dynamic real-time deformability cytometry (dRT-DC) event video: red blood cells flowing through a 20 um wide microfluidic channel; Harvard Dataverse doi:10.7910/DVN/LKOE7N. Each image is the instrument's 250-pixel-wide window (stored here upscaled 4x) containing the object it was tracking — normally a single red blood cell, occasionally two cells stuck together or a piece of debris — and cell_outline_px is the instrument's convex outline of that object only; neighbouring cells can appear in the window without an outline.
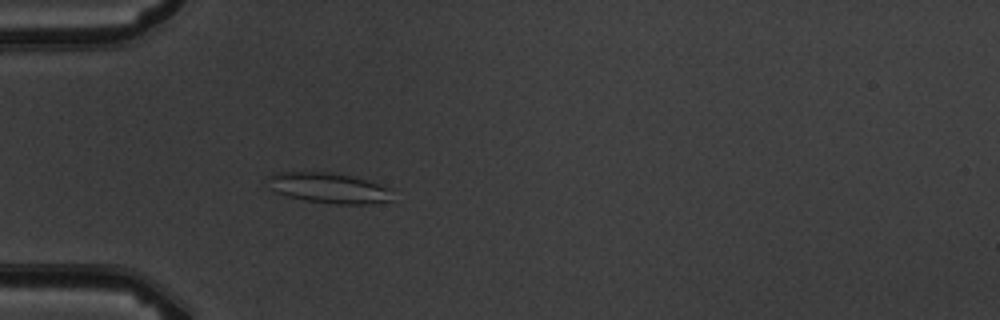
{"species": "common noctule bat (a hibernating species)", "species_latin": "Nyctalus noctula", "temperature_condition": "warm", "stored_images_in_passage": 4, "camera_frame_rate_fps": 3000, "um_per_image_px": 0.085, "animal": {"sex": "male", "body_mass_g": 19.5, "forearm_length_mm": 54.6}, "frame": {"image": 1, "passage_image": 4, "time_ms": 3.333, "image_size_px": [1000, 320], "cell_outline_px": [[392, 200], [368, 204], [332, 204], [304, 200], [288, 196], [276, 192], [264, 180], [268, 176], [276, 172], [328, 172], [352, 176], [368, 180], [388, 188]], "centroid_in_image_um": [27.89, 15.97], "position_along_channel_um": 57.1, "area_um2": 22.02}}